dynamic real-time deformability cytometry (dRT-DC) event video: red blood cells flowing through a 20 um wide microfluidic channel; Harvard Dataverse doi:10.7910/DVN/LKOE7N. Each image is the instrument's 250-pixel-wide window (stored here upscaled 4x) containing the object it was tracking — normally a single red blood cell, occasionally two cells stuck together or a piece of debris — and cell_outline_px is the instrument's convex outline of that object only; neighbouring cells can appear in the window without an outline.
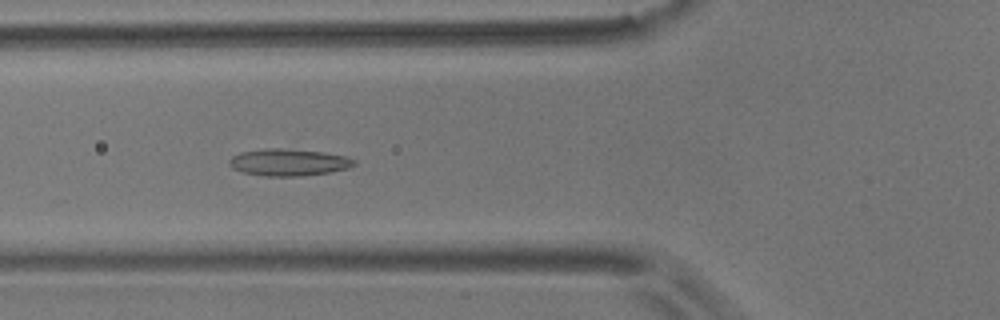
{"species": "common noctule bat (a hibernating species)", "species_latin": "Nyctalus noctula", "temperature_condition": "room temperature", "stored_images_in_passage": 6, "camera_frame_rate_fps": 3000, "um_per_image_px": 0.085, "animal": {"sex": "male", "body_mass_g": 17.9}, "frame": {"image": 1, "passage_image": 5, "time_ms": 4.667, "image_size_px": [1000, 320], "cell_outline_px": [[356, 164], [348, 168], [328, 172], [304, 176], [264, 176], [244, 172], [232, 168], [228, 164], [228, 160], [232, 156], [240, 152], [268, 148], [280, 148], [324, 152], [348, 156], [356, 160]], "centroid_in_image_um": [24.54, 13.79], "position_along_channel_um": 101.3, "area_um2": 19.71}}
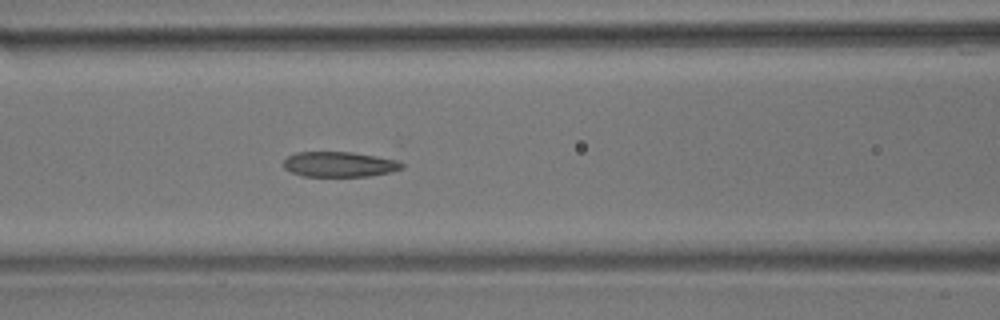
{"frame": {"image": 2, "passage_image": 6, "time_ms": 5.667, "image_size_px": [1000, 320], "cell_outline_px": [[404, 168], [392, 172], [368, 176], [304, 176], [292, 172], [284, 168], [284, 160], [288, 156], [296, 152], [352, 152], [376, 156], [396, 160], [404, 164]], "centroid_in_image_um": [28.87, 13.96], "position_along_channel_um": 137.7, "area_um2": 17.34}}